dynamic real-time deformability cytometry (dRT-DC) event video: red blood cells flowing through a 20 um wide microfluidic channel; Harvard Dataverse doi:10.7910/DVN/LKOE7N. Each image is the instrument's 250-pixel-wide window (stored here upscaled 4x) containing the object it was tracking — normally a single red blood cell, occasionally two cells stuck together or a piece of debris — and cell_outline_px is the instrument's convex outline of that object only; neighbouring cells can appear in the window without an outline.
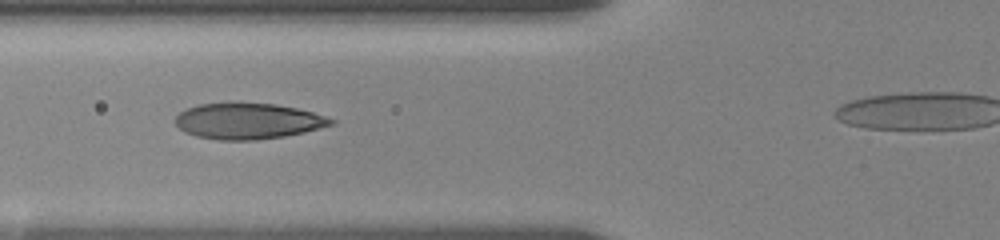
{"species": "human", "species_latin": "Homo sapiens", "temperature_condition": "room temperature", "stored_images_in_passage": 9, "camera_frame_rate_fps": 3000, "um_per_image_px": 0.085, "donor": {"sex": "female"}, "frame": {"image": 1, "passage_image": 6, "time_ms": 4.667, "image_size_px": [1000, 240], "cell_outline_px": [[336, 124], [304, 132], [284, 136], [256, 140], [220, 140], [196, 136], [184, 132], [172, 120], [180, 112], [188, 108], [200, 104], [228, 100], [276, 104], [296, 108], [312, 112], [336, 120]], "centroid_in_image_um": [21.05, 10.26], "position_along_channel_um": 104.8, "area_um2": 33.35}}
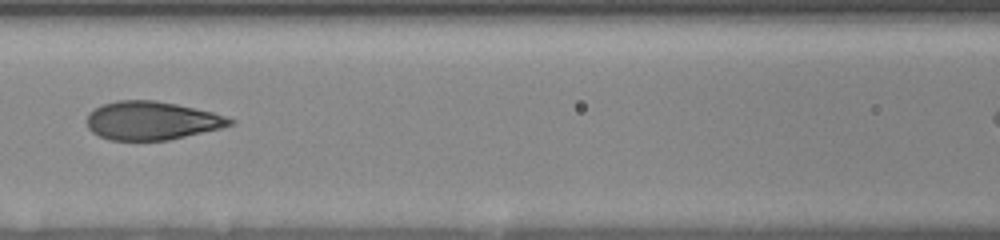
{"frame": {"image": 2, "passage_image": 8, "time_ms": 6.0, "image_size_px": [1000, 240], "cell_outline_px": [[236, 120], [232, 124], [220, 128], [168, 140], [108, 140], [92, 132], [88, 128], [88, 112], [104, 104], [116, 100], [152, 100], [176, 104], [212, 112]], "centroid_in_image_um": [12.87, 10.25], "position_along_channel_um": 153.7, "area_um2": 31.73}}